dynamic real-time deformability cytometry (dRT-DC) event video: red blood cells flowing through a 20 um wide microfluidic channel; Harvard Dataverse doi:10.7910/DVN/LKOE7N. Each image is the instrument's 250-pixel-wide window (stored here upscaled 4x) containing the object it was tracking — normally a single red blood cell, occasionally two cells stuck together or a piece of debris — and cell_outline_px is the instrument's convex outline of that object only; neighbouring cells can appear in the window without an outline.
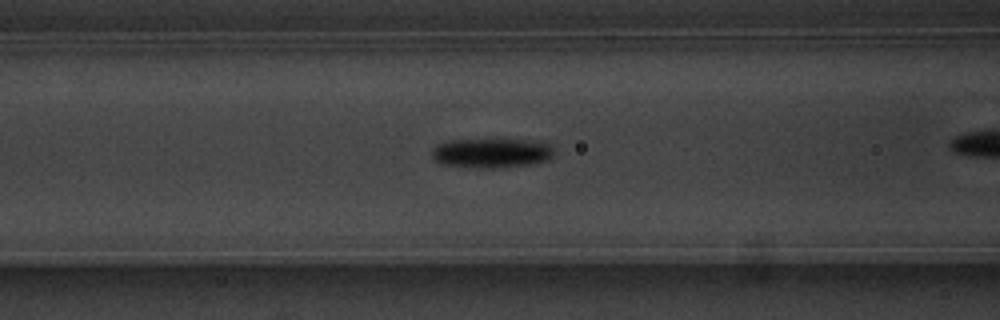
{"species": "common noctule bat (a hibernating species)", "species_latin": "Nyctalus noctula", "temperature_condition": "warm", "stored_images_in_passage": 38, "camera_frame_rate_fps": 3000, "um_per_image_px": 0.085, "animal": {"sex": "male", "body_mass_g": 20.1, "forearm_length_mm": 53.5}, "frame": {"image": 1, "passage_image": 17, "time_ms": 5.333, "image_size_px": [1000, 320], "cell_outline_px": [[552, 156], [548, 160], [528, 164], [492, 168], [476, 168], [440, 164], [432, 156], [432, 148], [440, 144], [452, 140], [528, 140], [548, 144], [552, 148]], "centroid_in_image_um": [41.74, 13.02], "position_along_channel_um": 124.9, "area_um2": 20.63}}
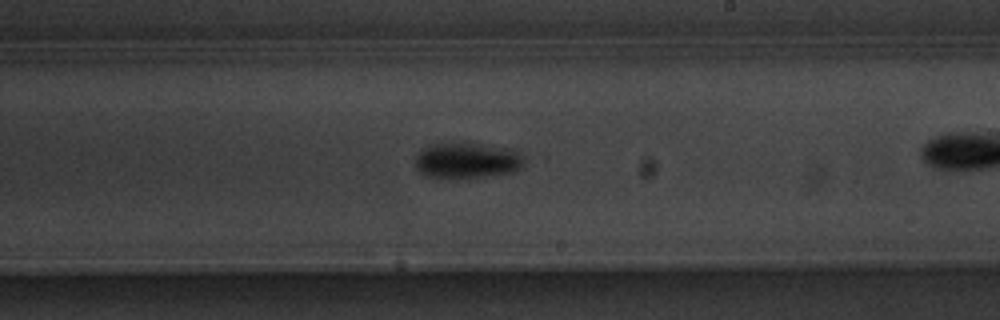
{"frame": {"image": 2, "passage_image": 27, "time_ms": 8.667, "image_size_px": [1000, 320], "cell_outline_px": [[524, 164], [520, 168], [512, 172], [476, 176], [428, 176], [420, 172], [416, 168], [416, 156], [420, 152], [436, 144], [476, 144], [508, 148], [524, 156]], "centroid_in_image_um": [39.74, 13.63], "position_along_channel_um": 249.3, "area_um2": 21.39}}